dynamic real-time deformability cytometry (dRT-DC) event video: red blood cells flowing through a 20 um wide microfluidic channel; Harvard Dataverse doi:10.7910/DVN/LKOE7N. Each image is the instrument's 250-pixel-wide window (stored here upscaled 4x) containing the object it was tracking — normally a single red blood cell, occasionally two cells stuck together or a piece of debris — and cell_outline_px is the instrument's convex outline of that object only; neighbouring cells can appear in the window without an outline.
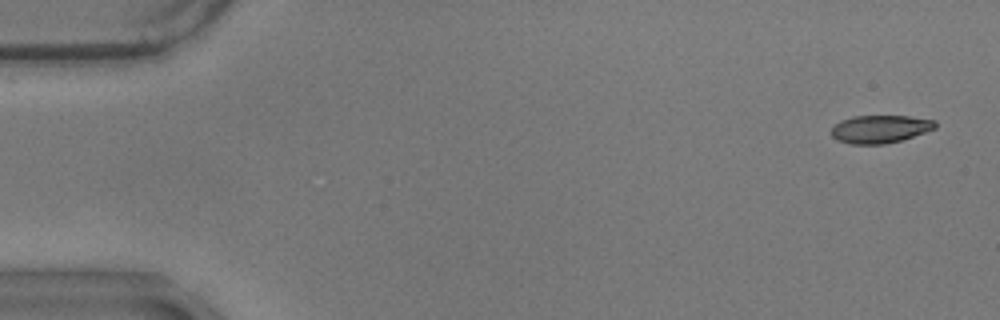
{"species": "common noctule bat (a hibernating species)", "species_latin": "Nyctalus noctula", "temperature_condition": "warm", "stored_images_in_passage": 13, "camera_frame_rate_fps": 3000, "um_per_image_px": 0.085, "animal": {"sex": "male", "body_mass_g": 17.9}, "frame": {"image": 1, "passage_image": 3, "time_ms": 0.667, "image_size_px": [1000, 320], "cell_outline_px": [[936, 128], [900, 140], [884, 144], [852, 144], [836, 140], [832, 136], [832, 128], [840, 120], [852, 116], [908, 116], [936, 120]], "centroid_in_image_um": [74.79, 10.96], "position_along_channel_um": 10.2, "area_um2": 16.76}}